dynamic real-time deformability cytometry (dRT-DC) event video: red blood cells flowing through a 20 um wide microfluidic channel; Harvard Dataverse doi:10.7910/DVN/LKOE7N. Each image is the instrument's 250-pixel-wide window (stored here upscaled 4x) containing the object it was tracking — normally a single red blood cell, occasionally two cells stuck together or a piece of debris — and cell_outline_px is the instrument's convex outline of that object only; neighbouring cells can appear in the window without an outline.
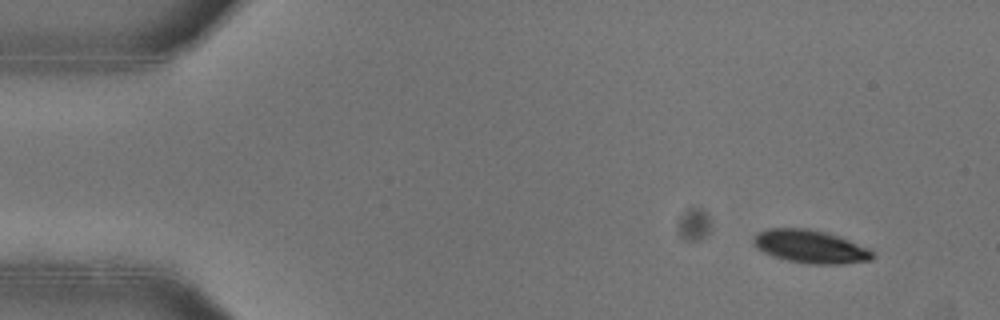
{"species": "common noctule bat (a hibernating species)", "species_latin": "Nyctalus noctula", "temperature_condition": "warm", "stored_images_in_passage": 17, "camera_frame_rate_fps": 3000, "um_per_image_px": 0.085, "animal": {"sex": "female"}, "frame": {"image": 1, "passage_image": 5, "time_ms": 1.333, "image_size_px": [1000, 320], "cell_outline_px": [[876, 256], [872, 260], [844, 264], [808, 264], [788, 260], [764, 252], [756, 248], [752, 240], [760, 232], [768, 228], [808, 228], [840, 236], [868, 248]], "centroid_in_image_um": [68.93, 20.96], "position_along_channel_um": 16.1, "area_um2": 22.89}}